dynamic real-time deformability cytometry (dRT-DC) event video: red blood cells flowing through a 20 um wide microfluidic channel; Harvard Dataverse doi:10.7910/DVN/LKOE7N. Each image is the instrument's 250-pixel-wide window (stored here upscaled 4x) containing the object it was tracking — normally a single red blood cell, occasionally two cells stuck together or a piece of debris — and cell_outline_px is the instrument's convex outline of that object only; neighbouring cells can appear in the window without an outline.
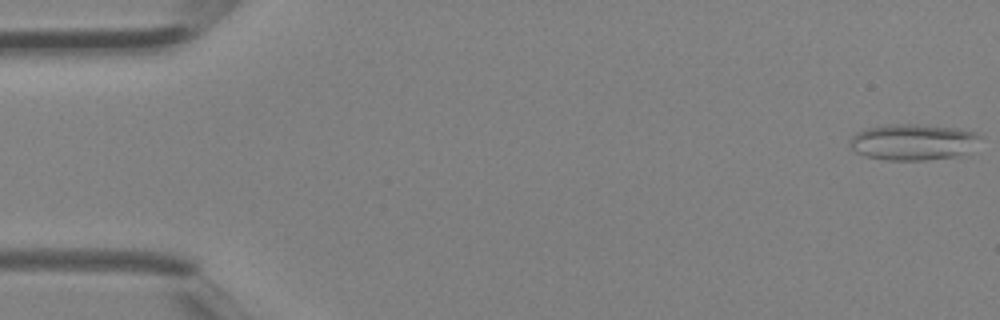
{"species": "Egyptian fruit bat (a non-hibernating species)", "species_latin": "Rousettus aegyptiacus", "temperature_condition": "room temperature", "stored_images_in_passage": 4, "camera_frame_rate_fps": 3000, "um_per_image_px": 0.085, "animal": {"sex": "female"}, "frame": {"image": 1, "passage_image": 1, "time_ms": 0.0, "image_size_px": [1000, 320], "cell_outline_px": [[984, 136], [964, 156], [924, 160], [888, 160], [864, 156], [856, 152], [848, 144], [848, 140], [856, 132], [864, 128], [884, 124], [916, 124], [956, 128], [976, 132]], "centroid_in_image_um": [77.61, 12.07], "position_along_channel_um": 7.4, "area_um2": 28.03}}